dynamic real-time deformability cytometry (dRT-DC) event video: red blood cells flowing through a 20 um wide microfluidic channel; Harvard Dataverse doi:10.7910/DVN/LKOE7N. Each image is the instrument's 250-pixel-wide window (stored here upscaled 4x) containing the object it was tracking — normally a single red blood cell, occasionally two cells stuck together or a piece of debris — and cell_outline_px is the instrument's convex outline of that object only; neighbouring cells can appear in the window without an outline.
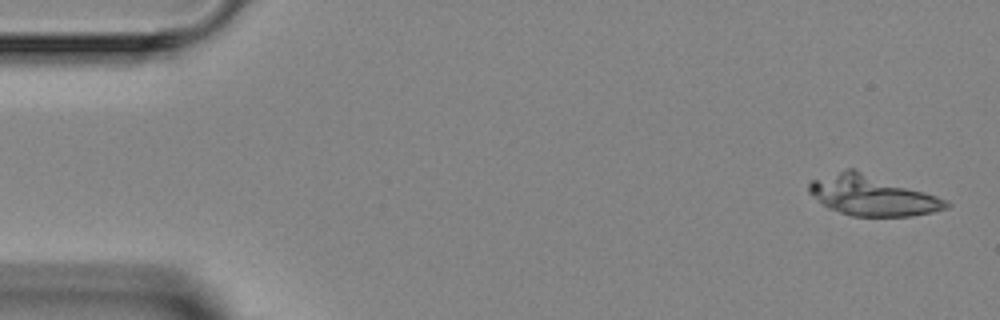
{"species": "Egyptian fruit bat (a non-hibernating species)", "species_latin": "Rousettus aegyptiacus", "temperature_condition": "room temperature", "stored_images_in_passage": 5, "camera_frame_rate_fps": 3000, "um_per_image_px": 0.085, "animal": {"sex": "female"}, "frame": {"image": 1, "passage_image": 1, "time_ms": 0.0, "image_size_px": [1000, 320], "cell_outline_px": [[952, 204], [948, 208], [932, 212], [912, 216], [852, 216], [828, 208], [808, 192], [808, 184], [812, 180], [848, 168], [856, 168], [948, 200]], "centroid_in_image_um": [74.14, 16.61], "position_along_channel_um": 10.9, "area_um2": 32.08}}